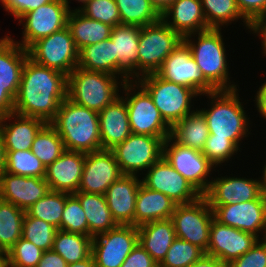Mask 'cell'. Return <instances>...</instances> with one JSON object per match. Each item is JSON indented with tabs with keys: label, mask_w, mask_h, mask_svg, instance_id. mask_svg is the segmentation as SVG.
I'll list each match as a JSON object with an SVG mask.
<instances>
[{
	"label": "cell",
	"mask_w": 266,
	"mask_h": 267,
	"mask_svg": "<svg viewBox=\"0 0 266 267\" xmlns=\"http://www.w3.org/2000/svg\"><path fill=\"white\" fill-rule=\"evenodd\" d=\"M67 97V76L34 62L24 64L13 112L51 123Z\"/></svg>",
	"instance_id": "obj_1"
},
{
	"label": "cell",
	"mask_w": 266,
	"mask_h": 267,
	"mask_svg": "<svg viewBox=\"0 0 266 267\" xmlns=\"http://www.w3.org/2000/svg\"><path fill=\"white\" fill-rule=\"evenodd\" d=\"M238 92H240L239 88L204 94L203 97L209 98L206 103L208 107L200 109L199 106L198 109L206 118L210 132L208 138H228L243 150L242 140L249 137V134L253 135L249 126L253 122L246 115L249 113L244 110L246 108Z\"/></svg>",
	"instance_id": "obj_2"
},
{
	"label": "cell",
	"mask_w": 266,
	"mask_h": 267,
	"mask_svg": "<svg viewBox=\"0 0 266 267\" xmlns=\"http://www.w3.org/2000/svg\"><path fill=\"white\" fill-rule=\"evenodd\" d=\"M50 124L62 138L66 150L82 153L101 150L99 112L66 97Z\"/></svg>",
	"instance_id": "obj_3"
},
{
	"label": "cell",
	"mask_w": 266,
	"mask_h": 267,
	"mask_svg": "<svg viewBox=\"0 0 266 267\" xmlns=\"http://www.w3.org/2000/svg\"><path fill=\"white\" fill-rule=\"evenodd\" d=\"M223 29L210 28L183 37V41L191 50L197 66L204 78L216 90H235L239 88L229 73V60L222 35ZM232 81V82H231Z\"/></svg>",
	"instance_id": "obj_4"
},
{
	"label": "cell",
	"mask_w": 266,
	"mask_h": 267,
	"mask_svg": "<svg viewBox=\"0 0 266 267\" xmlns=\"http://www.w3.org/2000/svg\"><path fill=\"white\" fill-rule=\"evenodd\" d=\"M124 82L115 75L77 66L67 76V98L77 105L100 112L120 96Z\"/></svg>",
	"instance_id": "obj_5"
},
{
	"label": "cell",
	"mask_w": 266,
	"mask_h": 267,
	"mask_svg": "<svg viewBox=\"0 0 266 267\" xmlns=\"http://www.w3.org/2000/svg\"><path fill=\"white\" fill-rule=\"evenodd\" d=\"M136 81L149 93L171 128L196 110L194 101L200 96L188 87L162 79L156 73L142 76Z\"/></svg>",
	"instance_id": "obj_6"
},
{
	"label": "cell",
	"mask_w": 266,
	"mask_h": 267,
	"mask_svg": "<svg viewBox=\"0 0 266 267\" xmlns=\"http://www.w3.org/2000/svg\"><path fill=\"white\" fill-rule=\"evenodd\" d=\"M121 90L127 105L131 133L170 136L171 127L164 121L149 93L136 80L125 81Z\"/></svg>",
	"instance_id": "obj_7"
},
{
	"label": "cell",
	"mask_w": 266,
	"mask_h": 267,
	"mask_svg": "<svg viewBox=\"0 0 266 267\" xmlns=\"http://www.w3.org/2000/svg\"><path fill=\"white\" fill-rule=\"evenodd\" d=\"M183 41V37L162 19L141 27L138 48V79L156 73L167 56Z\"/></svg>",
	"instance_id": "obj_8"
},
{
	"label": "cell",
	"mask_w": 266,
	"mask_h": 267,
	"mask_svg": "<svg viewBox=\"0 0 266 267\" xmlns=\"http://www.w3.org/2000/svg\"><path fill=\"white\" fill-rule=\"evenodd\" d=\"M163 157L203 196L216 172L202 151L183 146L168 136L163 142ZM213 173V174H212Z\"/></svg>",
	"instance_id": "obj_9"
},
{
	"label": "cell",
	"mask_w": 266,
	"mask_h": 267,
	"mask_svg": "<svg viewBox=\"0 0 266 267\" xmlns=\"http://www.w3.org/2000/svg\"><path fill=\"white\" fill-rule=\"evenodd\" d=\"M28 56L34 62L59 71L68 76L79 63V50L69 28L34 42L28 49Z\"/></svg>",
	"instance_id": "obj_10"
},
{
	"label": "cell",
	"mask_w": 266,
	"mask_h": 267,
	"mask_svg": "<svg viewBox=\"0 0 266 267\" xmlns=\"http://www.w3.org/2000/svg\"><path fill=\"white\" fill-rule=\"evenodd\" d=\"M166 138L131 133L125 141L117 144L111 150L122 174L141 177L163 156V142Z\"/></svg>",
	"instance_id": "obj_11"
},
{
	"label": "cell",
	"mask_w": 266,
	"mask_h": 267,
	"mask_svg": "<svg viewBox=\"0 0 266 267\" xmlns=\"http://www.w3.org/2000/svg\"><path fill=\"white\" fill-rule=\"evenodd\" d=\"M213 218V210L204 196L192 203L176 205L171 216L176 237L198 246L204 252L209 246Z\"/></svg>",
	"instance_id": "obj_12"
},
{
	"label": "cell",
	"mask_w": 266,
	"mask_h": 267,
	"mask_svg": "<svg viewBox=\"0 0 266 267\" xmlns=\"http://www.w3.org/2000/svg\"><path fill=\"white\" fill-rule=\"evenodd\" d=\"M69 13L66 0H52L24 14L18 20V25L23 27L21 41L11 38L27 50L37 40L65 28Z\"/></svg>",
	"instance_id": "obj_13"
},
{
	"label": "cell",
	"mask_w": 266,
	"mask_h": 267,
	"mask_svg": "<svg viewBox=\"0 0 266 267\" xmlns=\"http://www.w3.org/2000/svg\"><path fill=\"white\" fill-rule=\"evenodd\" d=\"M28 57V51L15 42L10 33L0 44V117L14 110V100Z\"/></svg>",
	"instance_id": "obj_14"
},
{
	"label": "cell",
	"mask_w": 266,
	"mask_h": 267,
	"mask_svg": "<svg viewBox=\"0 0 266 267\" xmlns=\"http://www.w3.org/2000/svg\"><path fill=\"white\" fill-rule=\"evenodd\" d=\"M156 74L162 79L192 89L200 96L199 98L204 94L217 91L204 78L184 41L167 56Z\"/></svg>",
	"instance_id": "obj_15"
},
{
	"label": "cell",
	"mask_w": 266,
	"mask_h": 267,
	"mask_svg": "<svg viewBox=\"0 0 266 267\" xmlns=\"http://www.w3.org/2000/svg\"><path fill=\"white\" fill-rule=\"evenodd\" d=\"M138 243V228L120 225L92 238L96 267H120Z\"/></svg>",
	"instance_id": "obj_16"
},
{
	"label": "cell",
	"mask_w": 266,
	"mask_h": 267,
	"mask_svg": "<svg viewBox=\"0 0 266 267\" xmlns=\"http://www.w3.org/2000/svg\"><path fill=\"white\" fill-rule=\"evenodd\" d=\"M141 177L146 187L165 194L177 205L192 203L202 196L163 156Z\"/></svg>",
	"instance_id": "obj_17"
},
{
	"label": "cell",
	"mask_w": 266,
	"mask_h": 267,
	"mask_svg": "<svg viewBox=\"0 0 266 267\" xmlns=\"http://www.w3.org/2000/svg\"><path fill=\"white\" fill-rule=\"evenodd\" d=\"M210 208L220 223L251 233L259 239L266 238V199L210 205Z\"/></svg>",
	"instance_id": "obj_18"
},
{
	"label": "cell",
	"mask_w": 266,
	"mask_h": 267,
	"mask_svg": "<svg viewBox=\"0 0 266 267\" xmlns=\"http://www.w3.org/2000/svg\"><path fill=\"white\" fill-rule=\"evenodd\" d=\"M212 178L208 191L203 195L209 205H230L238 202L252 201L255 199H266V192L260 178L232 177L222 175Z\"/></svg>",
	"instance_id": "obj_19"
},
{
	"label": "cell",
	"mask_w": 266,
	"mask_h": 267,
	"mask_svg": "<svg viewBox=\"0 0 266 267\" xmlns=\"http://www.w3.org/2000/svg\"><path fill=\"white\" fill-rule=\"evenodd\" d=\"M122 172L112 150L101 149L85 153V162L78 192L104 195Z\"/></svg>",
	"instance_id": "obj_20"
},
{
	"label": "cell",
	"mask_w": 266,
	"mask_h": 267,
	"mask_svg": "<svg viewBox=\"0 0 266 267\" xmlns=\"http://www.w3.org/2000/svg\"><path fill=\"white\" fill-rule=\"evenodd\" d=\"M258 240L259 238L251 233L224 225L213 218L209 246L205 254L230 264L249 251Z\"/></svg>",
	"instance_id": "obj_21"
},
{
	"label": "cell",
	"mask_w": 266,
	"mask_h": 267,
	"mask_svg": "<svg viewBox=\"0 0 266 267\" xmlns=\"http://www.w3.org/2000/svg\"><path fill=\"white\" fill-rule=\"evenodd\" d=\"M45 178L26 177L3 172L0 199L26 211L49 191Z\"/></svg>",
	"instance_id": "obj_22"
},
{
	"label": "cell",
	"mask_w": 266,
	"mask_h": 267,
	"mask_svg": "<svg viewBox=\"0 0 266 267\" xmlns=\"http://www.w3.org/2000/svg\"><path fill=\"white\" fill-rule=\"evenodd\" d=\"M141 27L119 24L112 29L110 39L117 55V77L124 81L138 79V48Z\"/></svg>",
	"instance_id": "obj_23"
},
{
	"label": "cell",
	"mask_w": 266,
	"mask_h": 267,
	"mask_svg": "<svg viewBox=\"0 0 266 267\" xmlns=\"http://www.w3.org/2000/svg\"><path fill=\"white\" fill-rule=\"evenodd\" d=\"M141 182L139 176L122 175L106 190L107 205L117 224L134 226L135 203Z\"/></svg>",
	"instance_id": "obj_24"
},
{
	"label": "cell",
	"mask_w": 266,
	"mask_h": 267,
	"mask_svg": "<svg viewBox=\"0 0 266 267\" xmlns=\"http://www.w3.org/2000/svg\"><path fill=\"white\" fill-rule=\"evenodd\" d=\"M85 162V153L65 152L46 167L45 180L51 191L74 194L78 192Z\"/></svg>",
	"instance_id": "obj_25"
},
{
	"label": "cell",
	"mask_w": 266,
	"mask_h": 267,
	"mask_svg": "<svg viewBox=\"0 0 266 267\" xmlns=\"http://www.w3.org/2000/svg\"><path fill=\"white\" fill-rule=\"evenodd\" d=\"M43 120L12 112L0 117V132L5 151L30 150L37 133L46 125Z\"/></svg>",
	"instance_id": "obj_26"
},
{
	"label": "cell",
	"mask_w": 266,
	"mask_h": 267,
	"mask_svg": "<svg viewBox=\"0 0 266 267\" xmlns=\"http://www.w3.org/2000/svg\"><path fill=\"white\" fill-rule=\"evenodd\" d=\"M101 149H113L130 135L127 105L121 96L99 112Z\"/></svg>",
	"instance_id": "obj_27"
},
{
	"label": "cell",
	"mask_w": 266,
	"mask_h": 267,
	"mask_svg": "<svg viewBox=\"0 0 266 267\" xmlns=\"http://www.w3.org/2000/svg\"><path fill=\"white\" fill-rule=\"evenodd\" d=\"M161 19L182 37L210 29L201 0H176L161 14Z\"/></svg>",
	"instance_id": "obj_28"
},
{
	"label": "cell",
	"mask_w": 266,
	"mask_h": 267,
	"mask_svg": "<svg viewBox=\"0 0 266 267\" xmlns=\"http://www.w3.org/2000/svg\"><path fill=\"white\" fill-rule=\"evenodd\" d=\"M176 205L165 194L151 190L141 182L135 203L134 226L171 219Z\"/></svg>",
	"instance_id": "obj_29"
},
{
	"label": "cell",
	"mask_w": 266,
	"mask_h": 267,
	"mask_svg": "<svg viewBox=\"0 0 266 267\" xmlns=\"http://www.w3.org/2000/svg\"><path fill=\"white\" fill-rule=\"evenodd\" d=\"M138 242L160 265L176 237L171 219L157 220L138 226Z\"/></svg>",
	"instance_id": "obj_30"
},
{
	"label": "cell",
	"mask_w": 266,
	"mask_h": 267,
	"mask_svg": "<svg viewBox=\"0 0 266 267\" xmlns=\"http://www.w3.org/2000/svg\"><path fill=\"white\" fill-rule=\"evenodd\" d=\"M74 195L79 199L84 209L90 237L93 238L118 225L108 208L105 195L86 192H76Z\"/></svg>",
	"instance_id": "obj_31"
},
{
	"label": "cell",
	"mask_w": 266,
	"mask_h": 267,
	"mask_svg": "<svg viewBox=\"0 0 266 267\" xmlns=\"http://www.w3.org/2000/svg\"><path fill=\"white\" fill-rule=\"evenodd\" d=\"M67 27L79 51L85 46L109 39L113 29L112 26L89 19L80 11L69 13Z\"/></svg>",
	"instance_id": "obj_32"
},
{
	"label": "cell",
	"mask_w": 266,
	"mask_h": 267,
	"mask_svg": "<svg viewBox=\"0 0 266 267\" xmlns=\"http://www.w3.org/2000/svg\"><path fill=\"white\" fill-rule=\"evenodd\" d=\"M210 135L206 118L196 108L179 120L172 128L170 136L179 144L202 151Z\"/></svg>",
	"instance_id": "obj_33"
},
{
	"label": "cell",
	"mask_w": 266,
	"mask_h": 267,
	"mask_svg": "<svg viewBox=\"0 0 266 267\" xmlns=\"http://www.w3.org/2000/svg\"><path fill=\"white\" fill-rule=\"evenodd\" d=\"M78 67L117 76V55L113 41L109 38L82 48Z\"/></svg>",
	"instance_id": "obj_34"
},
{
	"label": "cell",
	"mask_w": 266,
	"mask_h": 267,
	"mask_svg": "<svg viewBox=\"0 0 266 267\" xmlns=\"http://www.w3.org/2000/svg\"><path fill=\"white\" fill-rule=\"evenodd\" d=\"M201 5L209 28L224 29L240 19L243 22L240 24L250 32L251 23L238 9L236 0H201Z\"/></svg>",
	"instance_id": "obj_35"
},
{
	"label": "cell",
	"mask_w": 266,
	"mask_h": 267,
	"mask_svg": "<svg viewBox=\"0 0 266 267\" xmlns=\"http://www.w3.org/2000/svg\"><path fill=\"white\" fill-rule=\"evenodd\" d=\"M52 250L58 253L67 264L86 259L92 254V237L57 230Z\"/></svg>",
	"instance_id": "obj_36"
},
{
	"label": "cell",
	"mask_w": 266,
	"mask_h": 267,
	"mask_svg": "<svg viewBox=\"0 0 266 267\" xmlns=\"http://www.w3.org/2000/svg\"><path fill=\"white\" fill-rule=\"evenodd\" d=\"M26 211L0 199V249L5 253L22 237Z\"/></svg>",
	"instance_id": "obj_37"
},
{
	"label": "cell",
	"mask_w": 266,
	"mask_h": 267,
	"mask_svg": "<svg viewBox=\"0 0 266 267\" xmlns=\"http://www.w3.org/2000/svg\"><path fill=\"white\" fill-rule=\"evenodd\" d=\"M121 24L143 27L161 19L149 0H115Z\"/></svg>",
	"instance_id": "obj_38"
},
{
	"label": "cell",
	"mask_w": 266,
	"mask_h": 267,
	"mask_svg": "<svg viewBox=\"0 0 266 267\" xmlns=\"http://www.w3.org/2000/svg\"><path fill=\"white\" fill-rule=\"evenodd\" d=\"M69 193L49 190L42 198L26 210L30 217L42 219L60 230L66 198Z\"/></svg>",
	"instance_id": "obj_39"
},
{
	"label": "cell",
	"mask_w": 266,
	"mask_h": 267,
	"mask_svg": "<svg viewBox=\"0 0 266 267\" xmlns=\"http://www.w3.org/2000/svg\"><path fill=\"white\" fill-rule=\"evenodd\" d=\"M47 167L64 152V142L56 129L47 123L36 135L30 149Z\"/></svg>",
	"instance_id": "obj_40"
},
{
	"label": "cell",
	"mask_w": 266,
	"mask_h": 267,
	"mask_svg": "<svg viewBox=\"0 0 266 267\" xmlns=\"http://www.w3.org/2000/svg\"><path fill=\"white\" fill-rule=\"evenodd\" d=\"M5 172L10 174L44 178L46 166L31 151H6Z\"/></svg>",
	"instance_id": "obj_41"
},
{
	"label": "cell",
	"mask_w": 266,
	"mask_h": 267,
	"mask_svg": "<svg viewBox=\"0 0 266 267\" xmlns=\"http://www.w3.org/2000/svg\"><path fill=\"white\" fill-rule=\"evenodd\" d=\"M57 228L42 219L25 213L22 223V238L34 243L43 251L52 250Z\"/></svg>",
	"instance_id": "obj_42"
},
{
	"label": "cell",
	"mask_w": 266,
	"mask_h": 267,
	"mask_svg": "<svg viewBox=\"0 0 266 267\" xmlns=\"http://www.w3.org/2000/svg\"><path fill=\"white\" fill-rule=\"evenodd\" d=\"M205 252L188 241L176 238L159 267H190Z\"/></svg>",
	"instance_id": "obj_43"
},
{
	"label": "cell",
	"mask_w": 266,
	"mask_h": 267,
	"mask_svg": "<svg viewBox=\"0 0 266 267\" xmlns=\"http://www.w3.org/2000/svg\"><path fill=\"white\" fill-rule=\"evenodd\" d=\"M60 230L89 236V227L84 209L79 199L74 194H70L66 198Z\"/></svg>",
	"instance_id": "obj_44"
},
{
	"label": "cell",
	"mask_w": 266,
	"mask_h": 267,
	"mask_svg": "<svg viewBox=\"0 0 266 267\" xmlns=\"http://www.w3.org/2000/svg\"><path fill=\"white\" fill-rule=\"evenodd\" d=\"M43 252L34 243L21 237L6 252V267H36Z\"/></svg>",
	"instance_id": "obj_45"
},
{
	"label": "cell",
	"mask_w": 266,
	"mask_h": 267,
	"mask_svg": "<svg viewBox=\"0 0 266 267\" xmlns=\"http://www.w3.org/2000/svg\"><path fill=\"white\" fill-rule=\"evenodd\" d=\"M239 152H242L241 149L228 138H207L202 150V153L217 169L226 166L229 161L232 162L231 158H234Z\"/></svg>",
	"instance_id": "obj_46"
},
{
	"label": "cell",
	"mask_w": 266,
	"mask_h": 267,
	"mask_svg": "<svg viewBox=\"0 0 266 267\" xmlns=\"http://www.w3.org/2000/svg\"><path fill=\"white\" fill-rule=\"evenodd\" d=\"M80 12L89 19L100 21L113 28L121 24L115 0H89Z\"/></svg>",
	"instance_id": "obj_47"
},
{
	"label": "cell",
	"mask_w": 266,
	"mask_h": 267,
	"mask_svg": "<svg viewBox=\"0 0 266 267\" xmlns=\"http://www.w3.org/2000/svg\"><path fill=\"white\" fill-rule=\"evenodd\" d=\"M230 267H266V238L259 239L249 251L234 259Z\"/></svg>",
	"instance_id": "obj_48"
},
{
	"label": "cell",
	"mask_w": 266,
	"mask_h": 267,
	"mask_svg": "<svg viewBox=\"0 0 266 267\" xmlns=\"http://www.w3.org/2000/svg\"><path fill=\"white\" fill-rule=\"evenodd\" d=\"M52 0H2L4 11L14 16L15 21L20 19L24 14L37 9L41 5H45Z\"/></svg>",
	"instance_id": "obj_49"
},
{
	"label": "cell",
	"mask_w": 266,
	"mask_h": 267,
	"mask_svg": "<svg viewBox=\"0 0 266 267\" xmlns=\"http://www.w3.org/2000/svg\"><path fill=\"white\" fill-rule=\"evenodd\" d=\"M120 267H159V265L138 242Z\"/></svg>",
	"instance_id": "obj_50"
},
{
	"label": "cell",
	"mask_w": 266,
	"mask_h": 267,
	"mask_svg": "<svg viewBox=\"0 0 266 267\" xmlns=\"http://www.w3.org/2000/svg\"><path fill=\"white\" fill-rule=\"evenodd\" d=\"M242 15L252 24L266 11V0H236Z\"/></svg>",
	"instance_id": "obj_51"
},
{
	"label": "cell",
	"mask_w": 266,
	"mask_h": 267,
	"mask_svg": "<svg viewBox=\"0 0 266 267\" xmlns=\"http://www.w3.org/2000/svg\"><path fill=\"white\" fill-rule=\"evenodd\" d=\"M249 33L261 39V53L266 57V11L251 24Z\"/></svg>",
	"instance_id": "obj_52"
},
{
	"label": "cell",
	"mask_w": 266,
	"mask_h": 267,
	"mask_svg": "<svg viewBox=\"0 0 266 267\" xmlns=\"http://www.w3.org/2000/svg\"><path fill=\"white\" fill-rule=\"evenodd\" d=\"M36 267H68L66 261L55 251H44Z\"/></svg>",
	"instance_id": "obj_53"
},
{
	"label": "cell",
	"mask_w": 266,
	"mask_h": 267,
	"mask_svg": "<svg viewBox=\"0 0 266 267\" xmlns=\"http://www.w3.org/2000/svg\"><path fill=\"white\" fill-rule=\"evenodd\" d=\"M260 85L259 88L256 89V95H254V108L256 107L257 112L259 113L258 115H260L259 118L266 119V81H264V83L261 82Z\"/></svg>",
	"instance_id": "obj_54"
},
{
	"label": "cell",
	"mask_w": 266,
	"mask_h": 267,
	"mask_svg": "<svg viewBox=\"0 0 266 267\" xmlns=\"http://www.w3.org/2000/svg\"><path fill=\"white\" fill-rule=\"evenodd\" d=\"M190 267H230L229 263L223 262L218 258L204 254L199 260Z\"/></svg>",
	"instance_id": "obj_55"
},
{
	"label": "cell",
	"mask_w": 266,
	"mask_h": 267,
	"mask_svg": "<svg viewBox=\"0 0 266 267\" xmlns=\"http://www.w3.org/2000/svg\"><path fill=\"white\" fill-rule=\"evenodd\" d=\"M176 0H149L155 9L162 14Z\"/></svg>",
	"instance_id": "obj_56"
},
{
	"label": "cell",
	"mask_w": 266,
	"mask_h": 267,
	"mask_svg": "<svg viewBox=\"0 0 266 267\" xmlns=\"http://www.w3.org/2000/svg\"><path fill=\"white\" fill-rule=\"evenodd\" d=\"M5 167H6V151L3 143V137L0 132V176L3 172H5Z\"/></svg>",
	"instance_id": "obj_57"
},
{
	"label": "cell",
	"mask_w": 266,
	"mask_h": 267,
	"mask_svg": "<svg viewBox=\"0 0 266 267\" xmlns=\"http://www.w3.org/2000/svg\"><path fill=\"white\" fill-rule=\"evenodd\" d=\"M68 267H96L93 256L83 259L81 261L68 264Z\"/></svg>",
	"instance_id": "obj_58"
},
{
	"label": "cell",
	"mask_w": 266,
	"mask_h": 267,
	"mask_svg": "<svg viewBox=\"0 0 266 267\" xmlns=\"http://www.w3.org/2000/svg\"><path fill=\"white\" fill-rule=\"evenodd\" d=\"M76 1H77V3H80V2L81 3L79 4L80 6L78 5V7H76L74 9L69 5L71 3V0H66V4H67L68 9H69L70 12H72V11H80L88 3L89 0H75V2Z\"/></svg>",
	"instance_id": "obj_59"
},
{
	"label": "cell",
	"mask_w": 266,
	"mask_h": 267,
	"mask_svg": "<svg viewBox=\"0 0 266 267\" xmlns=\"http://www.w3.org/2000/svg\"><path fill=\"white\" fill-rule=\"evenodd\" d=\"M266 162V161H265ZM262 176L259 177L262 183V186L264 188V191L266 192V163H264V166H262Z\"/></svg>",
	"instance_id": "obj_60"
},
{
	"label": "cell",
	"mask_w": 266,
	"mask_h": 267,
	"mask_svg": "<svg viewBox=\"0 0 266 267\" xmlns=\"http://www.w3.org/2000/svg\"><path fill=\"white\" fill-rule=\"evenodd\" d=\"M0 267H6V253L0 249Z\"/></svg>",
	"instance_id": "obj_61"
},
{
	"label": "cell",
	"mask_w": 266,
	"mask_h": 267,
	"mask_svg": "<svg viewBox=\"0 0 266 267\" xmlns=\"http://www.w3.org/2000/svg\"><path fill=\"white\" fill-rule=\"evenodd\" d=\"M8 35H9V34L6 33V35H4L3 37L1 36V38H0V44H1L4 40H6V38L8 37Z\"/></svg>",
	"instance_id": "obj_62"
}]
</instances>
